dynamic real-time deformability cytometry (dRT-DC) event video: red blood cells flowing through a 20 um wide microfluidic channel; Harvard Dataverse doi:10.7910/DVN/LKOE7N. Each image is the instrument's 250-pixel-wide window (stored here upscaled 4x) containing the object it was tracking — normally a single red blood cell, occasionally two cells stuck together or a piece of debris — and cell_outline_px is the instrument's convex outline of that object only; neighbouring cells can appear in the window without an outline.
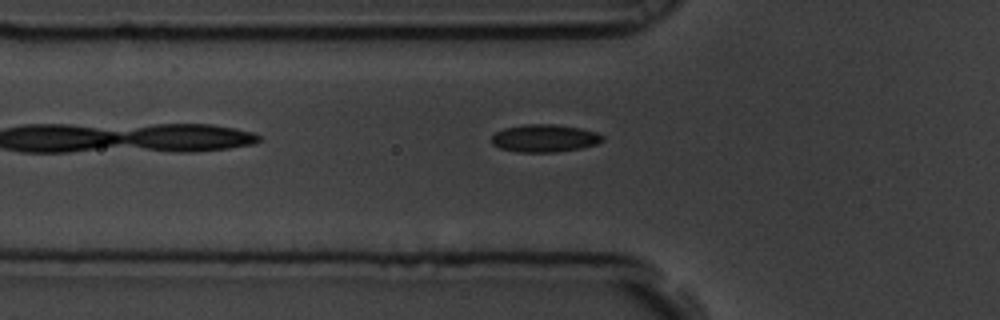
{"species": "common noctule bat (a hibernating species)", "species_latin": "Nyctalus noctula", "temperature_condition": "room temperature", "stored_images_in_passage": 4, "camera_frame_rate_fps": 3000, "um_per_image_px": 0.085, "animal": {"sex": "male", "body_mass_g": 19.5, "forearm_length_mm": 54.6}, "frame": {"image": 1, "passage_image": 3, "time_ms": 0.667, "image_size_px": [1000, 320], "cell_outline_px": [[604, 140], [596, 144], [580, 148], [556, 152], [516, 152], [500, 148], [492, 144], [492, 136], [496, 132], [504, 128], [524, 124], [556, 124], [580, 128], [596, 132], [604, 136]], "centroid_in_image_um": [46.28, 11.75], "position_along_channel_um": 79.5, "area_um2": 17.92}}
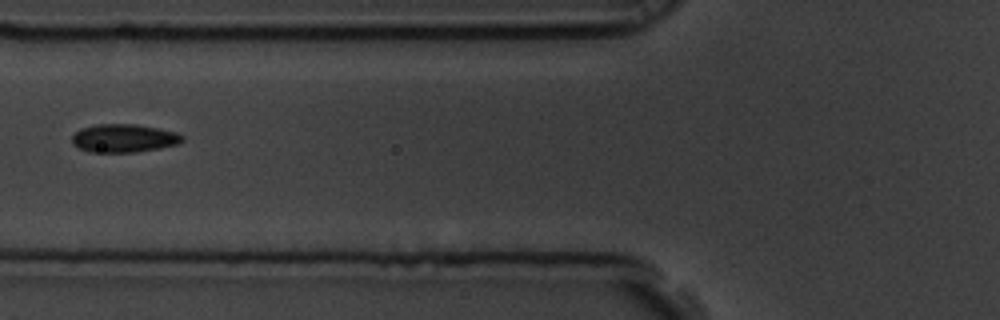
{"frame": {"image": 2, "passage_image": 4, "time_ms": 1.0, "image_size_px": [1000, 320], "cell_outline_px": [[184, 140], [176, 144], [160, 148], [132, 152], [88, 152], [72, 144], [72, 136], [80, 128], [96, 124], [136, 124], [160, 128], [176, 132], [184, 136]], "centroid_in_image_um": [10.52, 11.74], "position_along_channel_um": 115.3, "area_um2": 18.21}}